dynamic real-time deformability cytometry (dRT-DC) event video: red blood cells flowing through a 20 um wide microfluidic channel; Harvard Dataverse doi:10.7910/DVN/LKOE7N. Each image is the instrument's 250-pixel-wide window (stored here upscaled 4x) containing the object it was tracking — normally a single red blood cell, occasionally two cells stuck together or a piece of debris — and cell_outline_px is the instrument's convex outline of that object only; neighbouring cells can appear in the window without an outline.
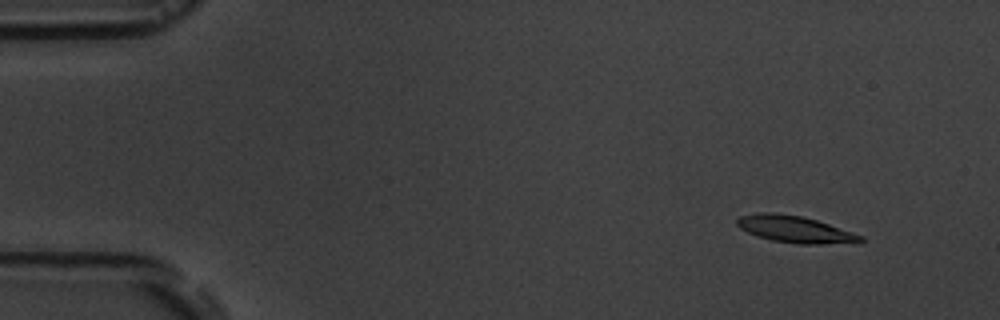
{"species": "common noctule bat (a hibernating species)", "species_latin": "Nyctalus noctula", "temperature_condition": "room temperature", "stored_images_in_passage": 16, "camera_frame_rate_fps": 3000, "um_per_image_px": 0.085, "animal": {"sex": "male", "body_mass_g": 19.5, "forearm_length_mm": 54.6}, "frame": {"image": 1, "passage_image": 2, "time_ms": 1.333, "image_size_px": [1000, 320], "cell_outline_px": [[864, 240], [860, 244], [800, 244], [772, 240], [756, 236], [740, 228], [736, 224], [736, 220], [740, 216], [764, 212], [776, 212], [800, 216], [816, 220], [864, 236]], "centroid_in_image_um": [67.63, 19.51], "position_along_channel_um": 17.4, "area_um2": 19.42}}
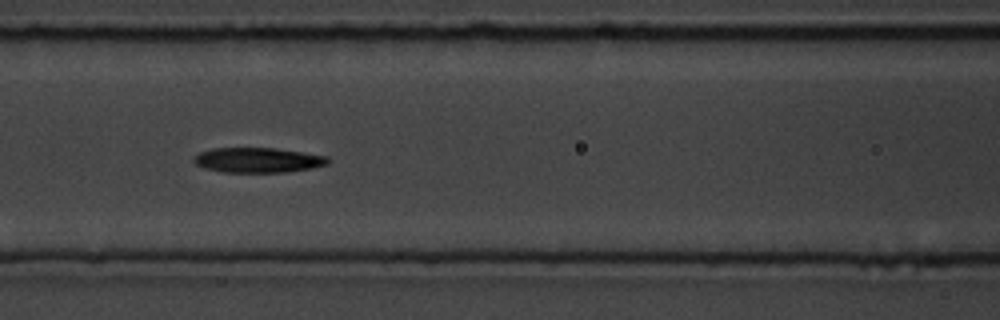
{"frame": {"image": 2, "passage_image": 7, "time_ms": 7.667, "image_size_px": [1000, 320], "cell_outline_px": [[332, 160], [328, 164], [312, 168], [284, 172], [224, 172], [204, 168], [196, 164], [192, 160], [192, 156], [200, 152], [212, 148], [276, 148], [328, 156]], "centroid_in_image_um": [21.92, 13.6], "position_along_channel_um": 144.7, "area_um2": 19.65}}
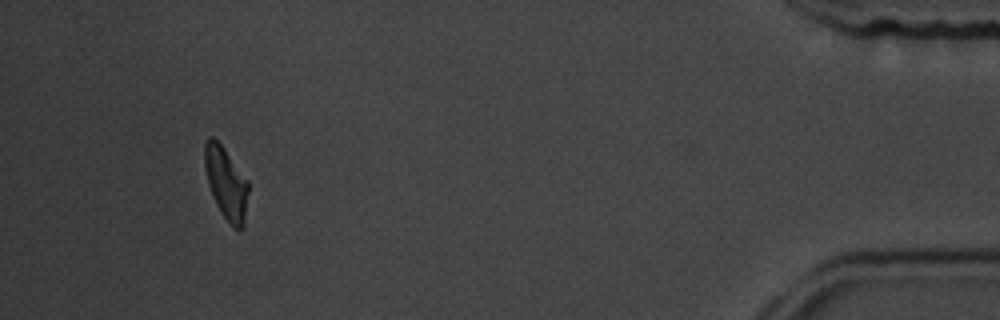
{"frame": {"image": 3, "passage_image": 15, "time_ms": 17.0, "image_size_px": [1000, 320], "cell_outline_px": [[248, 192], [244, 224], [240, 228], [232, 228], [216, 204], [208, 184], [204, 164], [204, 144], [208, 136], [212, 136], [224, 148], [248, 180]], "centroid_in_image_um": [19.21, 15.54], "position_along_channel_um": 416.0, "area_um2": 18.21}, "authors_computed_cell_mechanics": {"area_um2": 19.5364, "velocity_mm_per_s": 3.647, "shape_relaxation_time_tau1_ms": null, "shape_relaxation_time_tau2_ms": 10.1328, "deformation_change_tau1": null, "deformation_change_tau2": 0.2178}}